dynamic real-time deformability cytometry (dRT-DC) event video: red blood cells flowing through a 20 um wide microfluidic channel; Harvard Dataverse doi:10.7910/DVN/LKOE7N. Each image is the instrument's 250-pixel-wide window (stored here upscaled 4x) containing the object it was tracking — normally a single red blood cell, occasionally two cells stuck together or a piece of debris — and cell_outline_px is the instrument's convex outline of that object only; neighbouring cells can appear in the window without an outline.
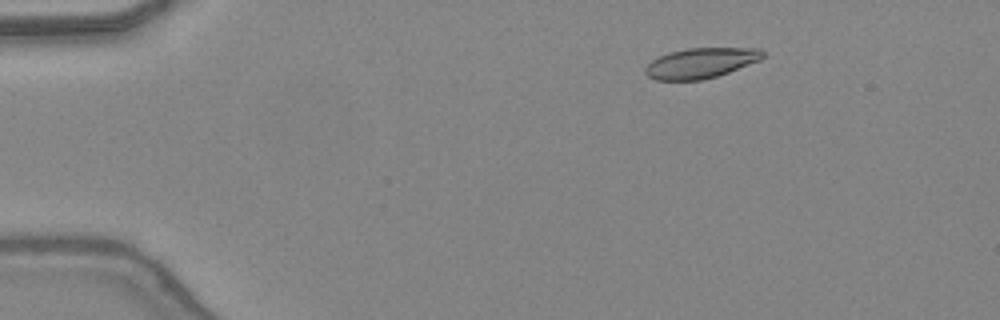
{"species": "common noctule bat (a hibernating species)", "species_latin": "Nyctalus noctula", "temperature_condition": "warm", "stored_images_in_passage": 22, "camera_frame_rate_fps": 3000, "um_per_image_px": 0.085, "animal": {"sex": "female", "body_mass_g": 24.6, "forearm_length_mm": 56.2}, "frame": {"image": 1, "passage_image": 8, "time_ms": 2.333, "image_size_px": [1000, 320], "cell_outline_px": [[764, 56], [760, 60], [728, 72], [716, 76], [700, 80], [656, 80], [648, 76], [644, 72], [644, 68], [652, 60], [660, 56], [672, 52], [688, 48], [760, 48], [764, 52]], "centroid_in_image_um": [59.57, 5.36], "position_along_channel_um": 25.4, "area_um2": 20.52}}
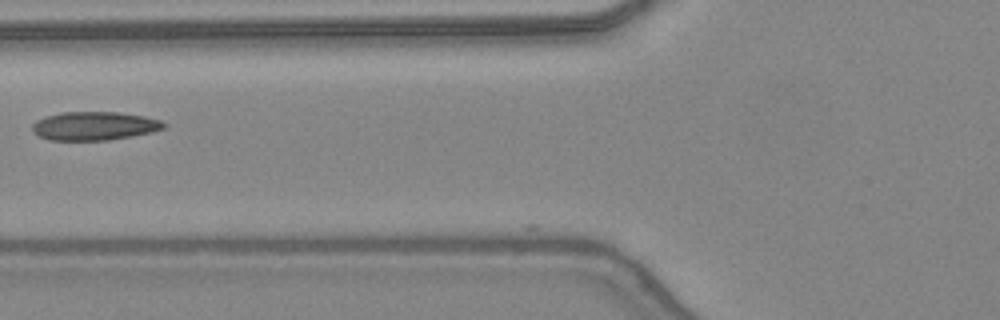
{"frame": {"image": 2, "passage_image": 20, "time_ms": 6.333, "image_size_px": [1000, 320], "cell_outline_px": [[168, 124], [164, 128], [152, 132], [132, 136], [108, 140], [48, 140], [32, 132], [32, 124], [36, 120], [44, 116], [64, 112], [120, 112], [144, 116], [160, 120]], "centroid_in_image_um": [8.01, 10.7], "position_along_channel_um": 117.8, "area_um2": 22.02}}